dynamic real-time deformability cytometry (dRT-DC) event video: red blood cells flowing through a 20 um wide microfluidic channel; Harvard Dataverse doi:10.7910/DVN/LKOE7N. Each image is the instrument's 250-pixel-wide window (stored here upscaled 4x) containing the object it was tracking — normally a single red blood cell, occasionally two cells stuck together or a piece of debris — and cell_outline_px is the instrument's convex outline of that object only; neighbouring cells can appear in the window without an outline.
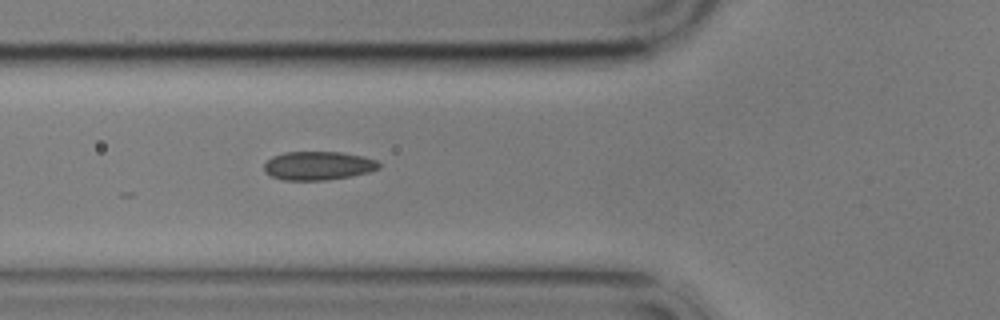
{"species": "common noctule bat (a hibernating species)", "species_latin": "Nyctalus noctula", "temperature_condition": "cold", "stored_images_in_passage": 4, "segment_of_instrument_passage": [1, 2], "camera_frame_rate_fps": 3000, "um_per_image_px": 0.085, "animal": {"sex": "male", "body_mass_g": 17.9}, "frame": {"image": 1, "passage_image": 3, "time_ms": 2.333, "image_size_px": [1000, 320], "cell_outline_px": [[380, 168], [368, 172], [352, 176], [324, 180], [284, 180], [272, 176], [264, 172], [264, 164], [272, 156], [284, 152], [340, 152], [364, 156], [376, 160], [380, 164]], "centroid_in_image_um": [27.04, 14.08], "position_along_channel_um": 98.8, "area_um2": 19.19}}